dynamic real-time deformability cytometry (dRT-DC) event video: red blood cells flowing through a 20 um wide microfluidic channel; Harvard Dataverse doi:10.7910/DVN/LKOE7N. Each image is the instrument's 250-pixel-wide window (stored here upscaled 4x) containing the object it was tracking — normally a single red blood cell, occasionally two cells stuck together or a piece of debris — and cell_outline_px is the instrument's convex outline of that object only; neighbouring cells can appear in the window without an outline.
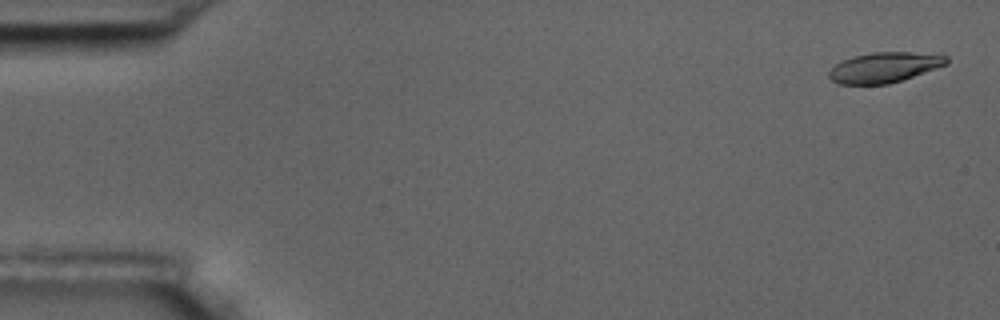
{"species": "common noctule bat (a hibernating species)", "species_latin": "Nyctalus noctula", "temperature_condition": "room temperature", "stored_images_in_passage": 15, "camera_frame_rate_fps": 3000, "um_per_image_px": 0.085, "animal": {"sex": "male", "body_mass_g": 17.5, "forearm_length_mm": 52.3}, "frame": {"image": 1, "passage_image": 1, "time_ms": 0.0, "image_size_px": [1000, 320], "cell_outline_px": [[948, 64], [888, 84], [836, 84], [828, 76], [828, 72], [836, 64], [852, 56], [872, 52], [912, 52], [948, 56]], "centroid_in_image_um": [75.14, 5.72], "position_along_channel_um": 9.9, "area_um2": 20.52}}
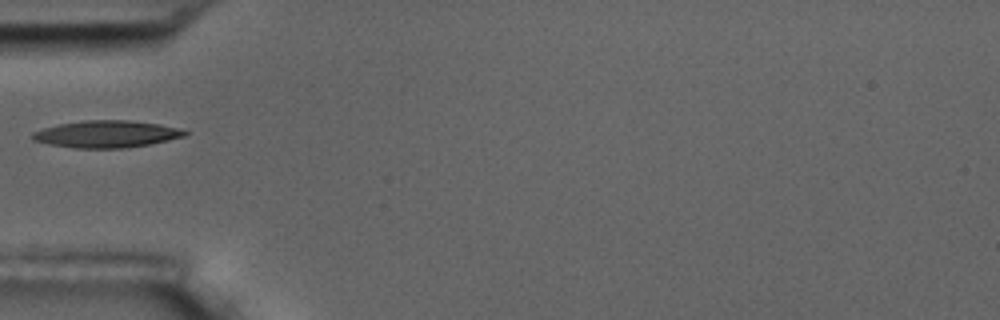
{"frame": {"image": 2, "passage_image": 5, "time_ms": 5.667, "image_size_px": [1000, 320], "cell_outline_px": [[188, 132], [184, 136], [168, 140], [148, 144], [124, 148], [72, 148], [48, 144], [32, 140], [32, 132], [44, 128], [60, 124], [84, 120], [128, 120], [160, 124], [180, 128]], "centroid_in_image_um": [9.03, 11.39], "position_along_channel_um": 76.0, "area_um2": 23.93}}
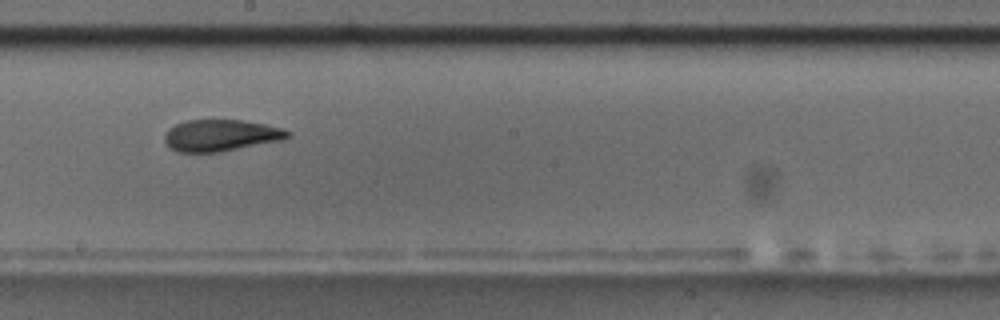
{"frame": {"image": 3, "passage_image": 9, "time_ms": 10.0, "image_size_px": [1000, 320], "cell_outline_px": [[292, 132], [288, 136], [280, 140], [220, 152], [176, 152], [164, 140], [164, 136], [168, 128], [184, 120], [240, 120], [264, 124], [280, 128]], "centroid_in_image_um": [18.72, 11.5], "position_along_channel_um": 229.5, "area_um2": 22.43}, "authors_computed_cell_mechanics": {"area_um2": 22.5998, "velocity_mm_per_s": 3.5506, "shape_relaxation_time_tau1_ms": 4.4101, "shape_relaxation_time_tau2_ms": 2.5128, "deformation_change_tau1": 0.1481, "deformation_change_tau2": 0.1}}